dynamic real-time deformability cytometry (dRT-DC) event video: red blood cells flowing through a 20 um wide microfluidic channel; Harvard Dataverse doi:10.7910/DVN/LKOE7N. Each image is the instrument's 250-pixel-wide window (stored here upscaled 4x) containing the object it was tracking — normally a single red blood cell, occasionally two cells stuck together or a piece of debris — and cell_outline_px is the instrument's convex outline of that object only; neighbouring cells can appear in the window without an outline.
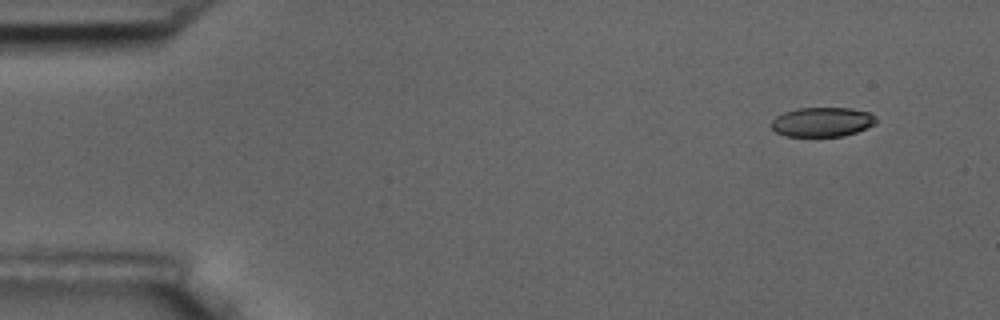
{"species": "common noctule bat (a hibernating species)", "species_latin": "Nyctalus noctula", "temperature_condition": "room temperature", "stored_images_in_passage": 10, "camera_frame_rate_fps": 3000, "um_per_image_px": 0.085, "animal": {"sex": "male", "body_mass_g": 17.5, "forearm_length_mm": 52.3}, "frame": {"image": 1, "passage_image": 1, "time_ms": 0.0, "image_size_px": [1000, 320], "cell_outline_px": [[876, 124], [856, 132], [844, 136], [784, 136], [776, 132], [772, 128], [772, 120], [776, 116], [784, 112], [796, 108], [848, 108], [868, 112], [876, 116]], "centroid_in_image_um": [69.88, 10.37], "position_along_channel_um": 15.1, "area_um2": 17.98}}
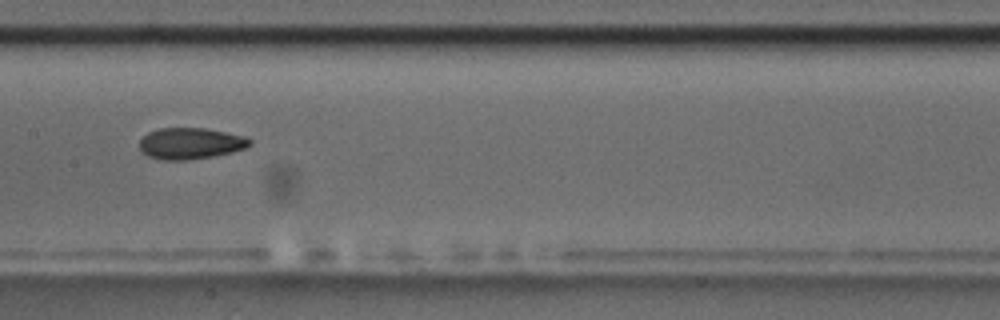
{"frame": {"image": 2, "passage_image": 8, "time_ms": 8.0, "image_size_px": [1000, 320], "cell_outline_px": [[252, 144], [248, 148], [232, 152], [212, 156], [188, 160], [164, 160], [148, 156], [140, 152], [140, 140], [148, 132], [160, 128], [208, 128], [244, 136], [252, 140]], "centroid_in_image_um": [16.21, 12.19], "position_along_channel_um": 191.2, "area_um2": 20.29}}
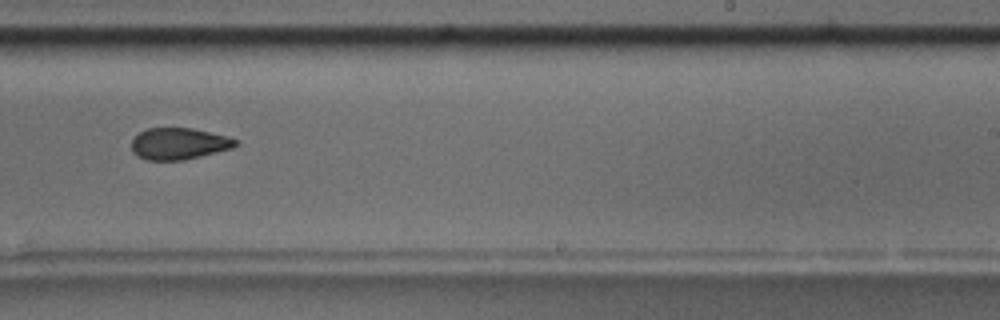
{"frame": {"image": 3, "passage_image": 10, "time_ms": 10.333, "image_size_px": [1000, 320], "cell_outline_px": [[236, 144], [232, 148], [184, 160], [148, 160], [136, 156], [132, 152], [132, 140], [140, 132], [148, 128], [192, 128], [228, 136], [236, 140]], "centroid_in_image_um": [15.17, 12.21], "position_along_channel_um": 273.8, "area_um2": 19.02}}